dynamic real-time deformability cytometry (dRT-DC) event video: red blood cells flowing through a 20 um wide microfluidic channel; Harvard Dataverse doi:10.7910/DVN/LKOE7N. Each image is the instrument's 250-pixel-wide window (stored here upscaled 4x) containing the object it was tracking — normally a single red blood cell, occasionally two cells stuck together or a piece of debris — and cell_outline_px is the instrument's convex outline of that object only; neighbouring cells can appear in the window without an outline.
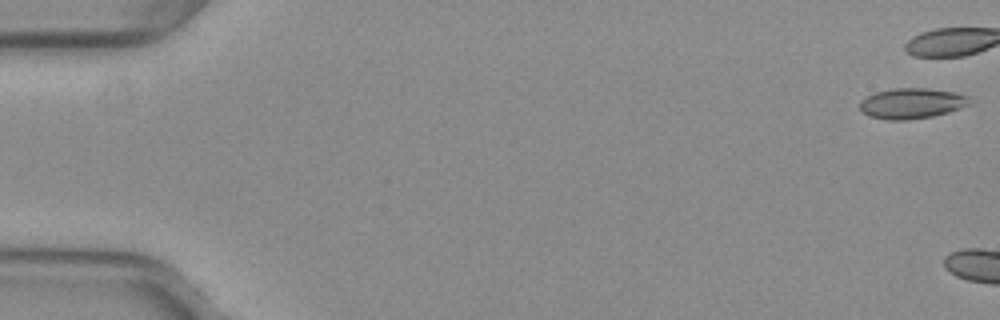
{"species": "common noctule bat (a hibernating species)", "species_latin": "Nyctalus noctula", "temperature_condition": "warm", "stored_images_in_passage": 4, "camera_frame_rate_fps": 3000, "um_per_image_px": 0.085, "animal": {"sex": "female", "body_mass_g": 29.2, "forearm_length_mm": 56.3}, "frame": {"image": 1, "passage_image": 1, "time_ms": 0.0, "image_size_px": [1000, 320], "cell_outline_px": [[972, 104], [948, 112], [932, 116], [908, 120], [888, 120], [868, 116], [860, 108], [860, 100], [876, 92], [896, 88], [924, 88], [952, 92], [968, 96], [972, 100]], "centroid_in_image_um": [77.51, 8.79], "position_along_channel_um": 7.5, "area_um2": 19.42}}